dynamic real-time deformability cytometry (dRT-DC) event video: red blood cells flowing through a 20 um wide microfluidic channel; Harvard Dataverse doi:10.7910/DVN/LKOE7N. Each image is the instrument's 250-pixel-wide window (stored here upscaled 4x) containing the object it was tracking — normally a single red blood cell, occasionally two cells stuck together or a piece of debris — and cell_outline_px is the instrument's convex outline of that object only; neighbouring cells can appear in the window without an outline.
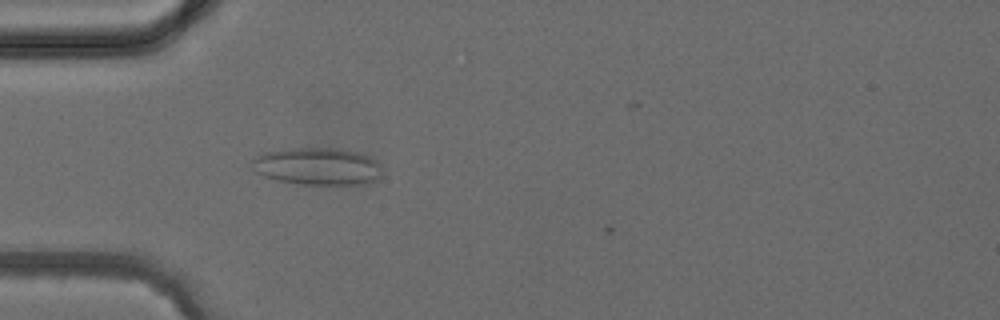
{"species": "common noctule bat (a hibernating species)", "species_latin": "Nyctalus noctula", "temperature_condition": "cold", "stored_images_in_passage": 4, "camera_frame_rate_fps": 3000, "um_per_image_px": 0.085, "animal": {"sex": "female", "body_mass_g": 24.6, "forearm_length_mm": 56.2}, "frame": {"image": 1, "passage_image": 4, "time_ms": 3.333, "image_size_px": [1000, 320], "cell_outline_px": [[380, 176], [376, 180], [364, 184], [300, 184], [280, 180], [264, 176], [256, 172], [252, 168], [252, 160], [256, 156], [264, 152], [292, 148], [332, 148], [360, 152], [376, 160], [380, 164]], "centroid_in_image_um": [26.99, 14.13], "position_along_channel_um": 58.0, "area_um2": 28.21}}